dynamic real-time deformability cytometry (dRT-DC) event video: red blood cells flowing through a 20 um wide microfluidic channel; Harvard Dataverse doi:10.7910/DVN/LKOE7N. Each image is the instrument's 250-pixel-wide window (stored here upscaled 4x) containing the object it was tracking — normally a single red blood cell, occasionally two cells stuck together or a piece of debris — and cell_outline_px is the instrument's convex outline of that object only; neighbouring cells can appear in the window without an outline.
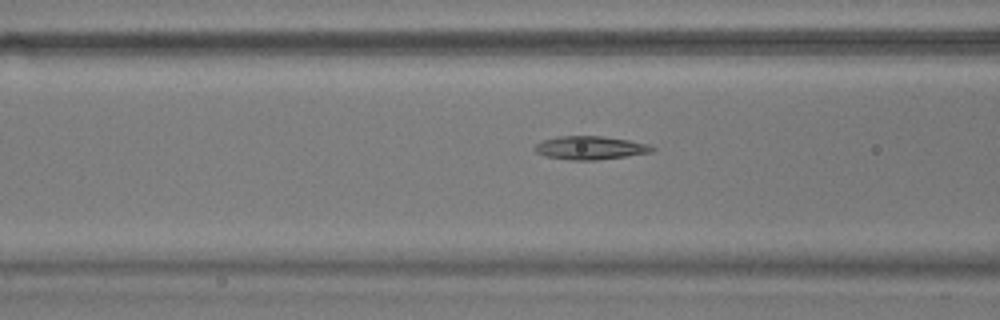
{"species": "common noctule bat (a hibernating species)", "species_latin": "Nyctalus noctula", "temperature_condition": "warm", "stored_images_in_passage": 33, "camera_frame_rate_fps": 3000, "um_per_image_px": 0.085, "animal": {"sex": "male", "body_mass_g": 17.9}, "frame": {"image": 1, "passage_image": 4, "time_ms": 1.0, "image_size_px": [1000, 320], "cell_outline_px": [[656, 148], [652, 152], [596, 160], [572, 160], [544, 156], [536, 152], [532, 148], [536, 144], [544, 140], [556, 136], [604, 136], [652, 144]], "centroid_in_image_um": [50.17, 12.56], "position_along_channel_um": 116.4, "area_um2": 16.07}}
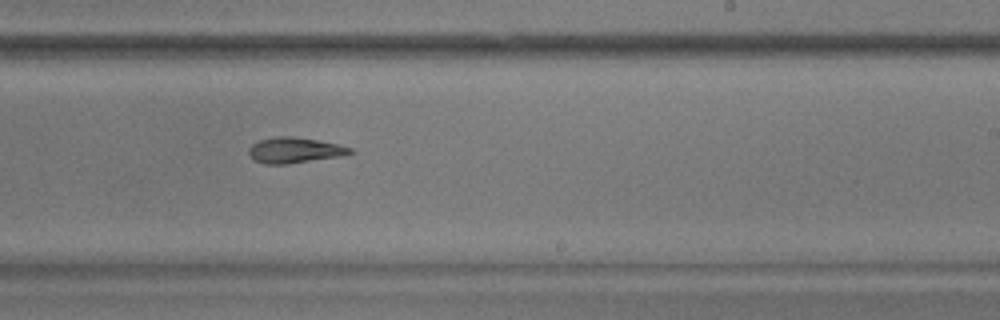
{"frame": {"image": 2, "passage_image": 16, "time_ms": 5.0, "image_size_px": [1000, 320], "cell_outline_px": [[356, 152], [340, 156], [284, 164], [264, 164], [252, 160], [248, 152], [248, 148], [252, 144], [260, 140], [276, 136], [292, 136], [316, 140], [336, 144], [352, 148]], "centroid_in_image_um": [24.99, 12.77], "position_along_channel_um": 264.0, "area_um2": 15.03}}
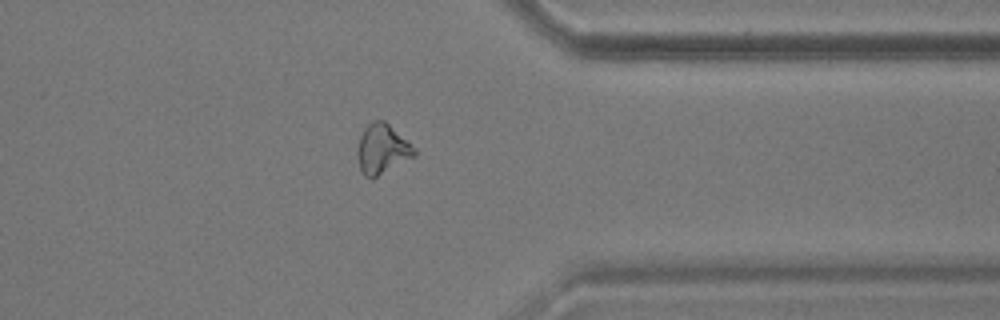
{"frame": {"image": 3, "passage_image": 26, "time_ms": 8.333, "image_size_px": [1000, 320], "cell_outline_px": [[416, 152], [412, 156], [372, 180], [364, 176], [360, 168], [356, 152], [360, 136], [364, 128], [372, 120], [384, 120], [416, 148]], "centroid_in_image_um": [32.44, 12.67], "position_along_channel_um": 379.0, "area_um2": 16.36}}